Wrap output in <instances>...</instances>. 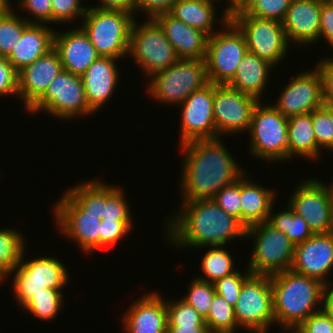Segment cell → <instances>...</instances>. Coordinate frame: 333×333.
<instances>
[{
  "label": "cell",
  "mask_w": 333,
  "mask_h": 333,
  "mask_svg": "<svg viewBox=\"0 0 333 333\" xmlns=\"http://www.w3.org/2000/svg\"><path fill=\"white\" fill-rule=\"evenodd\" d=\"M101 180H84L66 189L52 210L59 232L85 254L115 246L133 229L123 188Z\"/></svg>",
  "instance_id": "cell-1"
},
{
  "label": "cell",
  "mask_w": 333,
  "mask_h": 333,
  "mask_svg": "<svg viewBox=\"0 0 333 333\" xmlns=\"http://www.w3.org/2000/svg\"><path fill=\"white\" fill-rule=\"evenodd\" d=\"M222 139H197L180 145L184 154L179 178L182 201L213 199L223 187L247 173L230 155Z\"/></svg>",
  "instance_id": "cell-2"
},
{
  "label": "cell",
  "mask_w": 333,
  "mask_h": 333,
  "mask_svg": "<svg viewBox=\"0 0 333 333\" xmlns=\"http://www.w3.org/2000/svg\"><path fill=\"white\" fill-rule=\"evenodd\" d=\"M181 202L177 214L169 216L164 225L165 238L170 245L183 250L190 247L204 249L225 246L238 238L246 239V227L213 199Z\"/></svg>",
  "instance_id": "cell-3"
},
{
  "label": "cell",
  "mask_w": 333,
  "mask_h": 333,
  "mask_svg": "<svg viewBox=\"0 0 333 333\" xmlns=\"http://www.w3.org/2000/svg\"><path fill=\"white\" fill-rule=\"evenodd\" d=\"M270 278L277 327H297L323 309L324 284L319 280L291 270L273 274Z\"/></svg>",
  "instance_id": "cell-4"
},
{
  "label": "cell",
  "mask_w": 333,
  "mask_h": 333,
  "mask_svg": "<svg viewBox=\"0 0 333 333\" xmlns=\"http://www.w3.org/2000/svg\"><path fill=\"white\" fill-rule=\"evenodd\" d=\"M135 18L131 13L120 10L87 7L80 27L99 56L121 60L128 57L131 27Z\"/></svg>",
  "instance_id": "cell-5"
},
{
  "label": "cell",
  "mask_w": 333,
  "mask_h": 333,
  "mask_svg": "<svg viewBox=\"0 0 333 333\" xmlns=\"http://www.w3.org/2000/svg\"><path fill=\"white\" fill-rule=\"evenodd\" d=\"M218 21L222 23L218 25L222 28L208 38L204 60L208 81L225 85L236 75L248 48L243 32L223 12Z\"/></svg>",
  "instance_id": "cell-6"
},
{
  "label": "cell",
  "mask_w": 333,
  "mask_h": 333,
  "mask_svg": "<svg viewBox=\"0 0 333 333\" xmlns=\"http://www.w3.org/2000/svg\"><path fill=\"white\" fill-rule=\"evenodd\" d=\"M148 81L149 96L165 105H180L191 93L209 83L204 59H179Z\"/></svg>",
  "instance_id": "cell-7"
},
{
  "label": "cell",
  "mask_w": 333,
  "mask_h": 333,
  "mask_svg": "<svg viewBox=\"0 0 333 333\" xmlns=\"http://www.w3.org/2000/svg\"><path fill=\"white\" fill-rule=\"evenodd\" d=\"M262 103L263 101H259L252 111L247 132L250 136L249 151L256 159L283 163L288 161V118L272 103Z\"/></svg>",
  "instance_id": "cell-8"
},
{
  "label": "cell",
  "mask_w": 333,
  "mask_h": 333,
  "mask_svg": "<svg viewBox=\"0 0 333 333\" xmlns=\"http://www.w3.org/2000/svg\"><path fill=\"white\" fill-rule=\"evenodd\" d=\"M25 253L9 276H13V293L21 308L33 295L45 292L46 288L63 290L70 281L69 270L59 258L41 256L25 261Z\"/></svg>",
  "instance_id": "cell-9"
},
{
  "label": "cell",
  "mask_w": 333,
  "mask_h": 333,
  "mask_svg": "<svg viewBox=\"0 0 333 333\" xmlns=\"http://www.w3.org/2000/svg\"><path fill=\"white\" fill-rule=\"evenodd\" d=\"M245 237L254 240L247 266L251 274L271 276L290 270L295 244L284 233L262 222L246 228Z\"/></svg>",
  "instance_id": "cell-10"
},
{
  "label": "cell",
  "mask_w": 333,
  "mask_h": 333,
  "mask_svg": "<svg viewBox=\"0 0 333 333\" xmlns=\"http://www.w3.org/2000/svg\"><path fill=\"white\" fill-rule=\"evenodd\" d=\"M138 64L149 78L176 63L179 58L163 30L153 19L142 24L134 20L131 27L128 56Z\"/></svg>",
  "instance_id": "cell-11"
},
{
  "label": "cell",
  "mask_w": 333,
  "mask_h": 333,
  "mask_svg": "<svg viewBox=\"0 0 333 333\" xmlns=\"http://www.w3.org/2000/svg\"><path fill=\"white\" fill-rule=\"evenodd\" d=\"M42 111L62 120L92 116L82 77L63 69L50 82L45 93L27 110L33 115Z\"/></svg>",
  "instance_id": "cell-12"
},
{
  "label": "cell",
  "mask_w": 333,
  "mask_h": 333,
  "mask_svg": "<svg viewBox=\"0 0 333 333\" xmlns=\"http://www.w3.org/2000/svg\"><path fill=\"white\" fill-rule=\"evenodd\" d=\"M234 309L239 330L268 333L275 326L270 275L250 274Z\"/></svg>",
  "instance_id": "cell-13"
},
{
  "label": "cell",
  "mask_w": 333,
  "mask_h": 333,
  "mask_svg": "<svg viewBox=\"0 0 333 333\" xmlns=\"http://www.w3.org/2000/svg\"><path fill=\"white\" fill-rule=\"evenodd\" d=\"M231 20L243 32L248 52L274 67L285 59L290 48L282 22L248 14H235Z\"/></svg>",
  "instance_id": "cell-14"
},
{
  "label": "cell",
  "mask_w": 333,
  "mask_h": 333,
  "mask_svg": "<svg viewBox=\"0 0 333 333\" xmlns=\"http://www.w3.org/2000/svg\"><path fill=\"white\" fill-rule=\"evenodd\" d=\"M287 205L307 222L314 234L333 232L330 192L327 184L318 177H310L298 183Z\"/></svg>",
  "instance_id": "cell-15"
},
{
  "label": "cell",
  "mask_w": 333,
  "mask_h": 333,
  "mask_svg": "<svg viewBox=\"0 0 333 333\" xmlns=\"http://www.w3.org/2000/svg\"><path fill=\"white\" fill-rule=\"evenodd\" d=\"M255 98L239 92L227 84H214L213 115L216 138L247 132L252 111L258 103Z\"/></svg>",
  "instance_id": "cell-16"
},
{
  "label": "cell",
  "mask_w": 333,
  "mask_h": 333,
  "mask_svg": "<svg viewBox=\"0 0 333 333\" xmlns=\"http://www.w3.org/2000/svg\"><path fill=\"white\" fill-rule=\"evenodd\" d=\"M214 84L208 83L202 89L191 93L179 106L181 109V130L179 145L197 139L216 138L213 115Z\"/></svg>",
  "instance_id": "cell-17"
},
{
  "label": "cell",
  "mask_w": 333,
  "mask_h": 333,
  "mask_svg": "<svg viewBox=\"0 0 333 333\" xmlns=\"http://www.w3.org/2000/svg\"><path fill=\"white\" fill-rule=\"evenodd\" d=\"M310 71H300L284 86L276 104L272 105L286 118L310 113L324 103L322 78L314 66Z\"/></svg>",
  "instance_id": "cell-18"
},
{
  "label": "cell",
  "mask_w": 333,
  "mask_h": 333,
  "mask_svg": "<svg viewBox=\"0 0 333 333\" xmlns=\"http://www.w3.org/2000/svg\"><path fill=\"white\" fill-rule=\"evenodd\" d=\"M290 270L328 284L330 280L327 279L333 270V232L314 234L295 245Z\"/></svg>",
  "instance_id": "cell-19"
},
{
  "label": "cell",
  "mask_w": 333,
  "mask_h": 333,
  "mask_svg": "<svg viewBox=\"0 0 333 333\" xmlns=\"http://www.w3.org/2000/svg\"><path fill=\"white\" fill-rule=\"evenodd\" d=\"M63 70L58 52L53 48L18 72V98L27 111ZM24 101V102H23Z\"/></svg>",
  "instance_id": "cell-20"
},
{
  "label": "cell",
  "mask_w": 333,
  "mask_h": 333,
  "mask_svg": "<svg viewBox=\"0 0 333 333\" xmlns=\"http://www.w3.org/2000/svg\"><path fill=\"white\" fill-rule=\"evenodd\" d=\"M129 307L121 319L126 333H167L166 300L158 291L145 293Z\"/></svg>",
  "instance_id": "cell-21"
},
{
  "label": "cell",
  "mask_w": 333,
  "mask_h": 333,
  "mask_svg": "<svg viewBox=\"0 0 333 333\" xmlns=\"http://www.w3.org/2000/svg\"><path fill=\"white\" fill-rule=\"evenodd\" d=\"M320 14V1L292 0L282 21L290 45L309 47L320 41Z\"/></svg>",
  "instance_id": "cell-22"
},
{
  "label": "cell",
  "mask_w": 333,
  "mask_h": 333,
  "mask_svg": "<svg viewBox=\"0 0 333 333\" xmlns=\"http://www.w3.org/2000/svg\"><path fill=\"white\" fill-rule=\"evenodd\" d=\"M113 57L99 56L81 76L89 109L96 113L115 93L120 80L118 62Z\"/></svg>",
  "instance_id": "cell-23"
},
{
  "label": "cell",
  "mask_w": 333,
  "mask_h": 333,
  "mask_svg": "<svg viewBox=\"0 0 333 333\" xmlns=\"http://www.w3.org/2000/svg\"><path fill=\"white\" fill-rule=\"evenodd\" d=\"M58 31L55 29L54 49L59 54L63 69L82 76L99 55L80 26L66 32Z\"/></svg>",
  "instance_id": "cell-24"
},
{
  "label": "cell",
  "mask_w": 333,
  "mask_h": 333,
  "mask_svg": "<svg viewBox=\"0 0 333 333\" xmlns=\"http://www.w3.org/2000/svg\"><path fill=\"white\" fill-rule=\"evenodd\" d=\"M163 30L179 59H205L209 36L176 20L169 13L153 19Z\"/></svg>",
  "instance_id": "cell-25"
},
{
  "label": "cell",
  "mask_w": 333,
  "mask_h": 333,
  "mask_svg": "<svg viewBox=\"0 0 333 333\" xmlns=\"http://www.w3.org/2000/svg\"><path fill=\"white\" fill-rule=\"evenodd\" d=\"M46 24H30L7 59L19 72L54 48L55 29Z\"/></svg>",
  "instance_id": "cell-26"
},
{
  "label": "cell",
  "mask_w": 333,
  "mask_h": 333,
  "mask_svg": "<svg viewBox=\"0 0 333 333\" xmlns=\"http://www.w3.org/2000/svg\"><path fill=\"white\" fill-rule=\"evenodd\" d=\"M248 177L245 173L240 178L241 223L246 228L266 222L278 196L275 190L263 187Z\"/></svg>",
  "instance_id": "cell-27"
},
{
  "label": "cell",
  "mask_w": 333,
  "mask_h": 333,
  "mask_svg": "<svg viewBox=\"0 0 333 333\" xmlns=\"http://www.w3.org/2000/svg\"><path fill=\"white\" fill-rule=\"evenodd\" d=\"M272 68L274 66L268 61L247 51L238 65L236 75L227 85L261 101L266 85L270 81L268 78L269 73L273 71Z\"/></svg>",
  "instance_id": "cell-28"
},
{
  "label": "cell",
  "mask_w": 333,
  "mask_h": 333,
  "mask_svg": "<svg viewBox=\"0 0 333 333\" xmlns=\"http://www.w3.org/2000/svg\"><path fill=\"white\" fill-rule=\"evenodd\" d=\"M312 127V112L288 118V160L294 156L312 161L321 158Z\"/></svg>",
  "instance_id": "cell-29"
},
{
  "label": "cell",
  "mask_w": 333,
  "mask_h": 333,
  "mask_svg": "<svg viewBox=\"0 0 333 333\" xmlns=\"http://www.w3.org/2000/svg\"><path fill=\"white\" fill-rule=\"evenodd\" d=\"M215 7L208 0H178L169 14L176 20L203 31L210 37L218 31L214 30L218 23L217 7Z\"/></svg>",
  "instance_id": "cell-30"
},
{
  "label": "cell",
  "mask_w": 333,
  "mask_h": 333,
  "mask_svg": "<svg viewBox=\"0 0 333 333\" xmlns=\"http://www.w3.org/2000/svg\"><path fill=\"white\" fill-rule=\"evenodd\" d=\"M273 209L272 206L266 222L274 229L284 233L293 244L303 243L314 235L307 222L294 213L289 206L285 210L277 211L276 214L272 212Z\"/></svg>",
  "instance_id": "cell-31"
},
{
  "label": "cell",
  "mask_w": 333,
  "mask_h": 333,
  "mask_svg": "<svg viewBox=\"0 0 333 333\" xmlns=\"http://www.w3.org/2000/svg\"><path fill=\"white\" fill-rule=\"evenodd\" d=\"M23 234L13 228L0 229V274L7 279L20 263L26 242Z\"/></svg>",
  "instance_id": "cell-32"
},
{
  "label": "cell",
  "mask_w": 333,
  "mask_h": 333,
  "mask_svg": "<svg viewBox=\"0 0 333 333\" xmlns=\"http://www.w3.org/2000/svg\"><path fill=\"white\" fill-rule=\"evenodd\" d=\"M225 247V248H223ZM225 246H210L201 260V271L205 276L196 277L200 280L215 283L218 279L237 271L234 259Z\"/></svg>",
  "instance_id": "cell-33"
},
{
  "label": "cell",
  "mask_w": 333,
  "mask_h": 333,
  "mask_svg": "<svg viewBox=\"0 0 333 333\" xmlns=\"http://www.w3.org/2000/svg\"><path fill=\"white\" fill-rule=\"evenodd\" d=\"M63 296L62 290L46 288L45 292L33 295L22 309L41 321L50 322L63 309V304L65 303Z\"/></svg>",
  "instance_id": "cell-34"
},
{
  "label": "cell",
  "mask_w": 333,
  "mask_h": 333,
  "mask_svg": "<svg viewBox=\"0 0 333 333\" xmlns=\"http://www.w3.org/2000/svg\"><path fill=\"white\" fill-rule=\"evenodd\" d=\"M210 333H235L239 327L235 309L215 293L209 313L204 319Z\"/></svg>",
  "instance_id": "cell-35"
},
{
  "label": "cell",
  "mask_w": 333,
  "mask_h": 333,
  "mask_svg": "<svg viewBox=\"0 0 333 333\" xmlns=\"http://www.w3.org/2000/svg\"><path fill=\"white\" fill-rule=\"evenodd\" d=\"M14 6L0 15V56L8 57L30 23L19 16Z\"/></svg>",
  "instance_id": "cell-36"
},
{
  "label": "cell",
  "mask_w": 333,
  "mask_h": 333,
  "mask_svg": "<svg viewBox=\"0 0 333 333\" xmlns=\"http://www.w3.org/2000/svg\"><path fill=\"white\" fill-rule=\"evenodd\" d=\"M188 286L187 295L182 299L195 308L205 319L216 293L214 284L195 277Z\"/></svg>",
  "instance_id": "cell-37"
},
{
  "label": "cell",
  "mask_w": 333,
  "mask_h": 333,
  "mask_svg": "<svg viewBox=\"0 0 333 333\" xmlns=\"http://www.w3.org/2000/svg\"><path fill=\"white\" fill-rule=\"evenodd\" d=\"M292 0H249L237 14L282 22Z\"/></svg>",
  "instance_id": "cell-38"
},
{
  "label": "cell",
  "mask_w": 333,
  "mask_h": 333,
  "mask_svg": "<svg viewBox=\"0 0 333 333\" xmlns=\"http://www.w3.org/2000/svg\"><path fill=\"white\" fill-rule=\"evenodd\" d=\"M166 301L168 326H207L204 318L190 304L173 299Z\"/></svg>",
  "instance_id": "cell-39"
},
{
  "label": "cell",
  "mask_w": 333,
  "mask_h": 333,
  "mask_svg": "<svg viewBox=\"0 0 333 333\" xmlns=\"http://www.w3.org/2000/svg\"><path fill=\"white\" fill-rule=\"evenodd\" d=\"M244 273V274H243ZM241 274V271H236L231 275L218 279L214 284L215 291L223 299L235 307L240 296L245 279L251 274L248 268Z\"/></svg>",
  "instance_id": "cell-40"
},
{
  "label": "cell",
  "mask_w": 333,
  "mask_h": 333,
  "mask_svg": "<svg viewBox=\"0 0 333 333\" xmlns=\"http://www.w3.org/2000/svg\"><path fill=\"white\" fill-rule=\"evenodd\" d=\"M52 24L72 23L77 18L83 20L87 7L81 5L82 0H51Z\"/></svg>",
  "instance_id": "cell-41"
},
{
  "label": "cell",
  "mask_w": 333,
  "mask_h": 333,
  "mask_svg": "<svg viewBox=\"0 0 333 333\" xmlns=\"http://www.w3.org/2000/svg\"><path fill=\"white\" fill-rule=\"evenodd\" d=\"M312 124L318 148L327 149L333 143V122L329 113L323 107L315 109L312 111Z\"/></svg>",
  "instance_id": "cell-42"
},
{
  "label": "cell",
  "mask_w": 333,
  "mask_h": 333,
  "mask_svg": "<svg viewBox=\"0 0 333 333\" xmlns=\"http://www.w3.org/2000/svg\"><path fill=\"white\" fill-rule=\"evenodd\" d=\"M227 214L233 215L241 222L240 179L235 183L223 187L213 198Z\"/></svg>",
  "instance_id": "cell-43"
},
{
  "label": "cell",
  "mask_w": 333,
  "mask_h": 333,
  "mask_svg": "<svg viewBox=\"0 0 333 333\" xmlns=\"http://www.w3.org/2000/svg\"><path fill=\"white\" fill-rule=\"evenodd\" d=\"M21 10L30 13L31 18L23 17L30 24H52L51 0H17ZM34 17V19H32Z\"/></svg>",
  "instance_id": "cell-44"
},
{
  "label": "cell",
  "mask_w": 333,
  "mask_h": 333,
  "mask_svg": "<svg viewBox=\"0 0 333 333\" xmlns=\"http://www.w3.org/2000/svg\"><path fill=\"white\" fill-rule=\"evenodd\" d=\"M18 97V72L7 57L0 56V97Z\"/></svg>",
  "instance_id": "cell-45"
},
{
  "label": "cell",
  "mask_w": 333,
  "mask_h": 333,
  "mask_svg": "<svg viewBox=\"0 0 333 333\" xmlns=\"http://www.w3.org/2000/svg\"><path fill=\"white\" fill-rule=\"evenodd\" d=\"M178 0H135V16L144 14L147 19L169 13ZM138 12V13H137Z\"/></svg>",
  "instance_id": "cell-46"
},
{
  "label": "cell",
  "mask_w": 333,
  "mask_h": 333,
  "mask_svg": "<svg viewBox=\"0 0 333 333\" xmlns=\"http://www.w3.org/2000/svg\"><path fill=\"white\" fill-rule=\"evenodd\" d=\"M299 327L304 333H330L333 330V318L322 309L309 316Z\"/></svg>",
  "instance_id": "cell-47"
},
{
  "label": "cell",
  "mask_w": 333,
  "mask_h": 333,
  "mask_svg": "<svg viewBox=\"0 0 333 333\" xmlns=\"http://www.w3.org/2000/svg\"><path fill=\"white\" fill-rule=\"evenodd\" d=\"M333 48V0L321 2L319 39Z\"/></svg>",
  "instance_id": "cell-48"
},
{
  "label": "cell",
  "mask_w": 333,
  "mask_h": 333,
  "mask_svg": "<svg viewBox=\"0 0 333 333\" xmlns=\"http://www.w3.org/2000/svg\"><path fill=\"white\" fill-rule=\"evenodd\" d=\"M322 78V89L324 101L333 102V56L321 58L315 65Z\"/></svg>",
  "instance_id": "cell-49"
},
{
  "label": "cell",
  "mask_w": 333,
  "mask_h": 333,
  "mask_svg": "<svg viewBox=\"0 0 333 333\" xmlns=\"http://www.w3.org/2000/svg\"><path fill=\"white\" fill-rule=\"evenodd\" d=\"M100 9L104 10H120L135 15V0H97Z\"/></svg>",
  "instance_id": "cell-50"
},
{
  "label": "cell",
  "mask_w": 333,
  "mask_h": 333,
  "mask_svg": "<svg viewBox=\"0 0 333 333\" xmlns=\"http://www.w3.org/2000/svg\"><path fill=\"white\" fill-rule=\"evenodd\" d=\"M333 281L324 285L323 309L333 318Z\"/></svg>",
  "instance_id": "cell-51"
},
{
  "label": "cell",
  "mask_w": 333,
  "mask_h": 333,
  "mask_svg": "<svg viewBox=\"0 0 333 333\" xmlns=\"http://www.w3.org/2000/svg\"><path fill=\"white\" fill-rule=\"evenodd\" d=\"M167 333H210L207 326H168Z\"/></svg>",
  "instance_id": "cell-52"
},
{
  "label": "cell",
  "mask_w": 333,
  "mask_h": 333,
  "mask_svg": "<svg viewBox=\"0 0 333 333\" xmlns=\"http://www.w3.org/2000/svg\"><path fill=\"white\" fill-rule=\"evenodd\" d=\"M208 1L212 4H215V1L219 0H208ZM227 4L225 5L226 7H224L222 11L229 19H231L235 14L239 13L242 10V7L240 5V0H227Z\"/></svg>",
  "instance_id": "cell-53"
},
{
  "label": "cell",
  "mask_w": 333,
  "mask_h": 333,
  "mask_svg": "<svg viewBox=\"0 0 333 333\" xmlns=\"http://www.w3.org/2000/svg\"><path fill=\"white\" fill-rule=\"evenodd\" d=\"M11 0H0V15L7 13L12 7Z\"/></svg>",
  "instance_id": "cell-54"
},
{
  "label": "cell",
  "mask_w": 333,
  "mask_h": 333,
  "mask_svg": "<svg viewBox=\"0 0 333 333\" xmlns=\"http://www.w3.org/2000/svg\"><path fill=\"white\" fill-rule=\"evenodd\" d=\"M322 107L329 113L331 121L333 122V102L332 101H324Z\"/></svg>",
  "instance_id": "cell-55"
},
{
  "label": "cell",
  "mask_w": 333,
  "mask_h": 333,
  "mask_svg": "<svg viewBox=\"0 0 333 333\" xmlns=\"http://www.w3.org/2000/svg\"><path fill=\"white\" fill-rule=\"evenodd\" d=\"M283 329V333L288 332V333H304L303 330L297 326V327H280Z\"/></svg>",
  "instance_id": "cell-56"
},
{
  "label": "cell",
  "mask_w": 333,
  "mask_h": 333,
  "mask_svg": "<svg viewBox=\"0 0 333 333\" xmlns=\"http://www.w3.org/2000/svg\"><path fill=\"white\" fill-rule=\"evenodd\" d=\"M331 181H332V183L329 182V185H328L327 182H326V184H327V187H328L329 192H330L331 201H332V211H333V180H331Z\"/></svg>",
  "instance_id": "cell-57"
},
{
  "label": "cell",
  "mask_w": 333,
  "mask_h": 333,
  "mask_svg": "<svg viewBox=\"0 0 333 333\" xmlns=\"http://www.w3.org/2000/svg\"><path fill=\"white\" fill-rule=\"evenodd\" d=\"M249 0H240V5L243 7Z\"/></svg>",
  "instance_id": "cell-58"
},
{
  "label": "cell",
  "mask_w": 333,
  "mask_h": 333,
  "mask_svg": "<svg viewBox=\"0 0 333 333\" xmlns=\"http://www.w3.org/2000/svg\"><path fill=\"white\" fill-rule=\"evenodd\" d=\"M327 151H333V143L326 149Z\"/></svg>",
  "instance_id": "cell-59"
},
{
  "label": "cell",
  "mask_w": 333,
  "mask_h": 333,
  "mask_svg": "<svg viewBox=\"0 0 333 333\" xmlns=\"http://www.w3.org/2000/svg\"><path fill=\"white\" fill-rule=\"evenodd\" d=\"M4 280L6 279L0 274V285L3 283Z\"/></svg>",
  "instance_id": "cell-60"
}]
</instances>
